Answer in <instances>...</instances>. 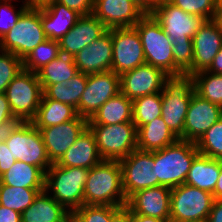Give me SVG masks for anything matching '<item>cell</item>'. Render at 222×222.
Segmentation results:
<instances>
[{
    "label": "cell",
    "mask_w": 222,
    "mask_h": 222,
    "mask_svg": "<svg viewBox=\"0 0 222 222\" xmlns=\"http://www.w3.org/2000/svg\"><path fill=\"white\" fill-rule=\"evenodd\" d=\"M192 67L185 73L193 75L207 70L222 47V32L214 20H207L192 38Z\"/></svg>",
    "instance_id": "d6986e66"
},
{
    "label": "cell",
    "mask_w": 222,
    "mask_h": 222,
    "mask_svg": "<svg viewBox=\"0 0 222 222\" xmlns=\"http://www.w3.org/2000/svg\"><path fill=\"white\" fill-rule=\"evenodd\" d=\"M213 194L188 184L171 188V222H206L214 202Z\"/></svg>",
    "instance_id": "ba28073f"
},
{
    "label": "cell",
    "mask_w": 222,
    "mask_h": 222,
    "mask_svg": "<svg viewBox=\"0 0 222 222\" xmlns=\"http://www.w3.org/2000/svg\"><path fill=\"white\" fill-rule=\"evenodd\" d=\"M26 9L27 7L22 5L18 11H15V6L11 2L0 0V40L15 27L17 20Z\"/></svg>",
    "instance_id": "b9f144b4"
},
{
    "label": "cell",
    "mask_w": 222,
    "mask_h": 222,
    "mask_svg": "<svg viewBox=\"0 0 222 222\" xmlns=\"http://www.w3.org/2000/svg\"><path fill=\"white\" fill-rule=\"evenodd\" d=\"M145 14L132 0H94L93 15L108 29L134 27Z\"/></svg>",
    "instance_id": "ffe728a7"
},
{
    "label": "cell",
    "mask_w": 222,
    "mask_h": 222,
    "mask_svg": "<svg viewBox=\"0 0 222 222\" xmlns=\"http://www.w3.org/2000/svg\"><path fill=\"white\" fill-rule=\"evenodd\" d=\"M168 76L163 70L144 63L120 75L121 93L134 100L162 92L164 80Z\"/></svg>",
    "instance_id": "9a60e30c"
},
{
    "label": "cell",
    "mask_w": 222,
    "mask_h": 222,
    "mask_svg": "<svg viewBox=\"0 0 222 222\" xmlns=\"http://www.w3.org/2000/svg\"><path fill=\"white\" fill-rule=\"evenodd\" d=\"M192 77L195 93L222 107V74L203 70L193 74Z\"/></svg>",
    "instance_id": "836d02e7"
},
{
    "label": "cell",
    "mask_w": 222,
    "mask_h": 222,
    "mask_svg": "<svg viewBox=\"0 0 222 222\" xmlns=\"http://www.w3.org/2000/svg\"><path fill=\"white\" fill-rule=\"evenodd\" d=\"M170 0H145V12L150 13L154 7L166 3Z\"/></svg>",
    "instance_id": "db71d44e"
},
{
    "label": "cell",
    "mask_w": 222,
    "mask_h": 222,
    "mask_svg": "<svg viewBox=\"0 0 222 222\" xmlns=\"http://www.w3.org/2000/svg\"><path fill=\"white\" fill-rule=\"evenodd\" d=\"M145 11V0H132Z\"/></svg>",
    "instance_id": "680465c9"
},
{
    "label": "cell",
    "mask_w": 222,
    "mask_h": 222,
    "mask_svg": "<svg viewBox=\"0 0 222 222\" xmlns=\"http://www.w3.org/2000/svg\"><path fill=\"white\" fill-rule=\"evenodd\" d=\"M132 100L121 92L110 98L88 120V125H113L132 121Z\"/></svg>",
    "instance_id": "83f0119b"
},
{
    "label": "cell",
    "mask_w": 222,
    "mask_h": 222,
    "mask_svg": "<svg viewBox=\"0 0 222 222\" xmlns=\"http://www.w3.org/2000/svg\"><path fill=\"white\" fill-rule=\"evenodd\" d=\"M46 39L41 22V8H27L15 27L0 40V50L11 52L23 60Z\"/></svg>",
    "instance_id": "8992f818"
},
{
    "label": "cell",
    "mask_w": 222,
    "mask_h": 222,
    "mask_svg": "<svg viewBox=\"0 0 222 222\" xmlns=\"http://www.w3.org/2000/svg\"><path fill=\"white\" fill-rule=\"evenodd\" d=\"M213 196H214V199L216 200H222V167L220 170L218 181L215 186V190L213 192Z\"/></svg>",
    "instance_id": "f5cc1de1"
},
{
    "label": "cell",
    "mask_w": 222,
    "mask_h": 222,
    "mask_svg": "<svg viewBox=\"0 0 222 222\" xmlns=\"http://www.w3.org/2000/svg\"><path fill=\"white\" fill-rule=\"evenodd\" d=\"M122 169L118 160H102L88 171L84 205L126 206Z\"/></svg>",
    "instance_id": "6da1fadb"
},
{
    "label": "cell",
    "mask_w": 222,
    "mask_h": 222,
    "mask_svg": "<svg viewBox=\"0 0 222 222\" xmlns=\"http://www.w3.org/2000/svg\"><path fill=\"white\" fill-rule=\"evenodd\" d=\"M60 54L59 41L46 39L22 60L23 69L37 73Z\"/></svg>",
    "instance_id": "d590c367"
},
{
    "label": "cell",
    "mask_w": 222,
    "mask_h": 222,
    "mask_svg": "<svg viewBox=\"0 0 222 222\" xmlns=\"http://www.w3.org/2000/svg\"><path fill=\"white\" fill-rule=\"evenodd\" d=\"M88 127V119L77 116L68 122L39 129L52 163H56Z\"/></svg>",
    "instance_id": "2e32d148"
},
{
    "label": "cell",
    "mask_w": 222,
    "mask_h": 222,
    "mask_svg": "<svg viewBox=\"0 0 222 222\" xmlns=\"http://www.w3.org/2000/svg\"><path fill=\"white\" fill-rule=\"evenodd\" d=\"M222 118V107L192 94L184 122V140L197 142L204 133Z\"/></svg>",
    "instance_id": "e0dca14e"
},
{
    "label": "cell",
    "mask_w": 222,
    "mask_h": 222,
    "mask_svg": "<svg viewBox=\"0 0 222 222\" xmlns=\"http://www.w3.org/2000/svg\"><path fill=\"white\" fill-rule=\"evenodd\" d=\"M112 57V28H110L100 38L77 52L73 60L78 72L92 75L112 71Z\"/></svg>",
    "instance_id": "ac0fdd59"
},
{
    "label": "cell",
    "mask_w": 222,
    "mask_h": 222,
    "mask_svg": "<svg viewBox=\"0 0 222 222\" xmlns=\"http://www.w3.org/2000/svg\"><path fill=\"white\" fill-rule=\"evenodd\" d=\"M76 73L77 66L72 56L60 54L56 59L45 65L37 72L41 85H52L68 81Z\"/></svg>",
    "instance_id": "1f68e13d"
},
{
    "label": "cell",
    "mask_w": 222,
    "mask_h": 222,
    "mask_svg": "<svg viewBox=\"0 0 222 222\" xmlns=\"http://www.w3.org/2000/svg\"><path fill=\"white\" fill-rule=\"evenodd\" d=\"M88 171L81 167H63L52 163L45 173L44 190L50 192V196L72 214L84 205Z\"/></svg>",
    "instance_id": "3957f363"
},
{
    "label": "cell",
    "mask_w": 222,
    "mask_h": 222,
    "mask_svg": "<svg viewBox=\"0 0 222 222\" xmlns=\"http://www.w3.org/2000/svg\"><path fill=\"white\" fill-rule=\"evenodd\" d=\"M65 222H78L72 215Z\"/></svg>",
    "instance_id": "91938a15"
},
{
    "label": "cell",
    "mask_w": 222,
    "mask_h": 222,
    "mask_svg": "<svg viewBox=\"0 0 222 222\" xmlns=\"http://www.w3.org/2000/svg\"><path fill=\"white\" fill-rule=\"evenodd\" d=\"M69 9L75 10L81 16H88L93 14L94 0H57Z\"/></svg>",
    "instance_id": "7bdbcfd3"
},
{
    "label": "cell",
    "mask_w": 222,
    "mask_h": 222,
    "mask_svg": "<svg viewBox=\"0 0 222 222\" xmlns=\"http://www.w3.org/2000/svg\"><path fill=\"white\" fill-rule=\"evenodd\" d=\"M14 117L4 93H0V124Z\"/></svg>",
    "instance_id": "7dc6e473"
},
{
    "label": "cell",
    "mask_w": 222,
    "mask_h": 222,
    "mask_svg": "<svg viewBox=\"0 0 222 222\" xmlns=\"http://www.w3.org/2000/svg\"><path fill=\"white\" fill-rule=\"evenodd\" d=\"M133 222H166L155 217L144 216L141 214H132Z\"/></svg>",
    "instance_id": "816d5d0a"
},
{
    "label": "cell",
    "mask_w": 222,
    "mask_h": 222,
    "mask_svg": "<svg viewBox=\"0 0 222 222\" xmlns=\"http://www.w3.org/2000/svg\"><path fill=\"white\" fill-rule=\"evenodd\" d=\"M102 160L97 149L95 135L87 127L56 164L63 167H81L89 170Z\"/></svg>",
    "instance_id": "603a6c76"
},
{
    "label": "cell",
    "mask_w": 222,
    "mask_h": 222,
    "mask_svg": "<svg viewBox=\"0 0 222 222\" xmlns=\"http://www.w3.org/2000/svg\"><path fill=\"white\" fill-rule=\"evenodd\" d=\"M0 222H22L21 213L0 205Z\"/></svg>",
    "instance_id": "bcb514c9"
},
{
    "label": "cell",
    "mask_w": 222,
    "mask_h": 222,
    "mask_svg": "<svg viewBox=\"0 0 222 222\" xmlns=\"http://www.w3.org/2000/svg\"><path fill=\"white\" fill-rule=\"evenodd\" d=\"M22 69V59L11 52L0 50V93L5 92L9 83Z\"/></svg>",
    "instance_id": "74e56055"
},
{
    "label": "cell",
    "mask_w": 222,
    "mask_h": 222,
    "mask_svg": "<svg viewBox=\"0 0 222 222\" xmlns=\"http://www.w3.org/2000/svg\"><path fill=\"white\" fill-rule=\"evenodd\" d=\"M221 167L222 160L212 159L199 153L191 164L185 184L213 194Z\"/></svg>",
    "instance_id": "484cf974"
},
{
    "label": "cell",
    "mask_w": 222,
    "mask_h": 222,
    "mask_svg": "<svg viewBox=\"0 0 222 222\" xmlns=\"http://www.w3.org/2000/svg\"><path fill=\"white\" fill-rule=\"evenodd\" d=\"M217 7H222V0H217Z\"/></svg>",
    "instance_id": "94428289"
},
{
    "label": "cell",
    "mask_w": 222,
    "mask_h": 222,
    "mask_svg": "<svg viewBox=\"0 0 222 222\" xmlns=\"http://www.w3.org/2000/svg\"><path fill=\"white\" fill-rule=\"evenodd\" d=\"M88 75L81 72L76 73L68 81L52 85H41L43 94L59 102L72 105L78 113V105L87 84Z\"/></svg>",
    "instance_id": "4dcf8cb0"
},
{
    "label": "cell",
    "mask_w": 222,
    "mask_h": 222,
    "mask_svg": "<svg viewBox=\"0 0 222 222\" xmlns=\"http://www.w3.org/2000/svg\"><path fill=\"white\" fill-rule=\"evenodd\" d=\"M57 0H32V8H42Z\"/></svg>",
    "instance_id": "11a10c76"
},
{
    "label": "cell",
    "mask_w": 222,
    "mask_h": 222,
    "mask_svg": "<svg viewBox=\"0 0 222 222\" xmlns=\"http://www.w3.org/2000/svg\"><path fill=\"white\" fill-rule=\"evenodd\" d=\"M23 121L20 118L12 117L0 124V143L11 136Z\"/></svg>",
    "instance_id": "f6af8a7d"
},
{
    "label": "cell",
    "mask_w": 222,
    "mask_h": 222,
    "mask_svg": "<svg viewBox=\"0 0 222 222\" xmlns=\"http://www.w3.org/2000/svg\"><path fill=\"white\" fill-rule=\"evenodd\" d=\"M15 159L12 157L10 150L7 147L6 142L0 143V176L3 175L6 171H8L13 164L15 163Z\"/></svg>",
    "instance_id": "ee69618b"
},
{
    "label": "cell",
    "mask_w": 222,
    "mask_h": 222,
    "mask_svg": "<svg viewBox=\"0 0 222 222\" xmlns=\"http://www.w3.org/2000/svg\"><path fill=\"white\" fill-rule=\"evenodd\" d=\"M184 12L213 20L217 9V0H170Z\"/></svg>",
    "instance_id": "ab89813d"
},
{
    "label": "cell",
    "mask_w": 222,
    "mask_h": 222,
    "mask_svg": "<svg viewBox=\"0 0 222 222\" xmlns=\"http://www.w3.org/2000/svg\"><path fill=\"white\" fill-rule=\"evenodd\" d=\"M171 188L158 186L133 193L126 202L132 214L155 217L169 222Z\"/></svg>",
    "instance_id": "44dd1931"
},
{
    "label": "cell",
    "mask_w": 222,
    "mask_h": 222,
    "mask_svg": "<svg viewBox=\"0 0 222 222\" xmlns=\"http://www.w3.org/2000/svg\"><path fill=\"white\" fill-rule=\"evenodd\" d=\"M132 121L138 129L140 126L161 117L162 99L161 92L145 95L132 100Z\"/></svg>",
    "instance_id": "d6a6232c"
},
{
    "label": "cell",
    "mask_w": 222,
    "mask_h": 222,
    "mask_svg": "<svg viewBox=\"0 0 222 222\" xmlns=\"http://www.w3.org/2000/svg\"><path fill=\"white\" fill-rule=\"evenodd\" d=\"M110 222H133L132 212L126 207H120L110 218Z\"/></svg>",
    "instance_id": "c3c4849f"
},
{
    "label": "cell",
    "mask_w": 222,
    "mask_h": 222,
    "mask_svg": "<svg viewBox=\"0 0 222 222\" xmlns=\"http://www.w3.org/2000/svg\"><path fill=\"white\" fill-rule=\"evenodd\" d=\"M108 28L93 14L81 16L74 27L69 30L60 40V53L74 57V55L100 38Z\"/></svg>",
    "instance_id": "7402d4cb"
},
{
    "label": "cell",
    "mask_w": 222,
    "mask_h": 222,
    "mask_svg": "<svg viewBox=\"0 0 222 222\" xmlns=\"http://www.w3.org/2000/svg\"><path fill=\"white\" fill-rule=\"evenodd\" d=\"M138 31L147 64L168 75L184 74L173 59L172 41L150 13H146L134 26Z\"/></svg>",
    "instance_id": "5b68a950"
},
{
    "label": "cell",
    "mask_w": 222,
    "mask_h": 222,
    "mask_svg": "<svg viewBox=\"0 0 222 222\" xmlns=\"http://www.w3.org/2000/svg\"><path fill=\"white\" fill-rule=\"evenodd\" d=\"M215 74H222V47L217 55L214 57L212 64L206 70Z\"/></svg>",
    "instance_id": "f907efd6"
},
{
    "label": "cell",
    "mask_w": 222,
    "mask_h": 222,
    "mask_svg": "<svg viewBox=\"0 0 222 222\" xmlns=\"http://www.w3.org/2000/svg\"><path fill=\"white\" fill-rule=\"evenodd\" d=\"M194 92L192 75H169L164 80L161 117L180 140H184L185 117Z\"/></svg>",
    "instance_id": "277c9868"
},
{
    "label": "cell",
    "mask_w": 222,
    "mask_h": 222,
    "mask_svg": "<svg viewBox=\"0 0 222 222\" xmlns=\"http://www.w3.org/2000/svg\"><path fill=\"white\" fill-rule=\"evenodd\" d=\"M122 169L123 191L128 199L133 193L162 186L152 171L154 163V151H142L136 149L127 157L119 160Z\"/></svg>",
    "instance_id": "8fae6325"
},
{
    "label": "cell",
    "mask_w": 222,
    "mask_h": 222,
    "mask_svg": "<svg viewBox=\"0 0 222 222\" xmlns=\"http://www.w3.org/2000/svg\"><path fill=\"white\" fill-rule=\"evenodd\" d=\"M179 138L167 127L162 117L140 126L137 129V149L156 151L172 145Z\"/></svg>",
    "instance_id": "4316f807"
},
{
    "label": "cell",
    "mask_w": 222,
    "mask_h": 222,
    "mask_svg": "<svg viewBox=\"0 0 222 222\" xmlns=\"http://www.w3.org/2000/svg\"><path fill=\"white\" fill-rule=\"evenodd\" d=\"M69 213L45 190L39 192L33 203L21 213L22 222H65Z\"/></svg>",
    "instance_id": "d4e9b609"
},
{
    "label": "cell",
    "mask_w": 222,
    "mask_h": 222,
    "mask_svg": "<svg viewBox=\"0 0 222 222\" xmlns=\"http://www.w3.org/2000/svg\"><path fill=\"white\" fill-rule=\"evenodd\" d=\"M174 64L185 74L193 62V42L192 40H173Z\"/></svg>",
    "instance_id": "60d3db41"
},
{
    "label": "cell",
    "mask_w": 222,
    "mask_h": 222,
    "mask_svg": "<svg viewBox=\"0 0 222 222\" xmlns=\"http://www.w3.org/2000/svg\"><path fill=\"white\" fill-rule=\"evenodd\" d=\"M1 1H8V2H14L13 0H1ZM23 6L27 7V8H32V0H25L22 1Z\"/></svg>",
    "instance_id": "6f0895ef"
},
{
    "label": "cell",
    "mask_w": 222,
    "mask_h": 222,
    "mask_svg": "<svg viewBox=\"0 0 222 222\" xmlns=\"http://www.w3.org/2000/svg\"><path fill=\"white\" fill-rule=\"evenodd\" d=\"M5 142L15 160L37 166L44 173L51 167L40 131L32 122H22Z\"/></svg>",
    "instance_id": "30bf717a"
},
{
    "label": "cell",
    "mask_w": 222,
    "mask_h": 222,
    "mask_svg": "<svg viewBox=\"0 0 222 222\" xmlns=\"http://www.w3.org/2000/svg\"><path fill=\"white\" fill-rule=\"evenodd\" d=\"M81 17L66 5L53 2L41 8V22L47 39L59 41Z\"/></svg>",
    "instance_id": "cb8c5ba5"
},
{
    "label": "cell",
    "mask_w": 222,
    "mask_h": 222,
    "mask_svg": "<svg viewBox=\"0 0 222 222\" xmlns=\"http://www.w3.org/2000/svg\"><path fill=\"white\" fill-rule=\"evenodd\" d=\"M206 222H222V200H214Z\"/></svg>",
    "instance_id": "681fc988"
},
{
    "label": "cell",
    "mask_w": 222,
    "mask_h": 222,
    "mask_svg": "<svg viewBox=\"0 0 222 222\" xmlns=\"http://www.w3.org/2000/svg\"><path fill=\"white\" fill-rule=\"evenodd\" d=\"M200 154L222 160V118L196 142Z\"/></svg>",
    "instance_id": "8d00e7d4"
},
{
    "label": "cell",
    "mask_w": 222,
    "mask_h": 222,
    "mask_svg": "<svg viewBox=\"0 0 222 222\" xmlns=\"http://www.w3.org/2000/svg\"><path fill=\"white\" fill-rule=\"evenodd\" d=\"M120 92V75L114 71L88 75L78 105V115L89 120L103 104Z\"/></svg>",
    "instance_id": "7c38bea8"
},
{
    "label": "cell",
    "mask_w": 222,
    "mask_h": 222,
    "mask_svg": "<svg viewBox=\"0 0 222 222\" xmlns=\"http://www.w3.org/2000/svg\"><path fill=\"white\" fill-rule=\"evenodd\" d=\"M119 208L116 206L83 205L71 215L78 222H110L111 216Z\"/></svg>",
    "instance_id": "f35d334b"
},
{
    "label": "cell",
    "mask_w": 222,
    "mask_h": 222,
    "mask_svg": "<svg viewBox=\"0 0 222 222\" xmlns=\"http://www.w3.org/2000/svg\"><path fill=\"white\" fill-rule=\"evenodd\" d=\"M44 189L12 187L0 182V205L22 213Z\"/></svg>",
    "instance_id": "e575fe53"
},
{
    "label": "cell",
    "mask_w": 222,
    "mask_h": 222,
    "mask_svg": "<svg viewBox=\"0 0 222 222\" xmlns=\"http://www.w3.org/2000/svg\"><path fill=\"white\" fill-rule=\"evenodd\" d=\"M199 154L195 142L178 140L172 145L154 151L152 171L162 186L174 188L185 184L194 158Z\"/></svg>",
    "instance_id": "7a4b0ae2"
},
{
    "label": "cell",
    "mask_w": 222,
    "mask_h": 222,
    "mask_svg": "<svg viewBox=\"0 0 222 222\" xmlns=\"http://www.w3.org/2000/svg\"><path fill=\"white\" fill-rule=\"evenodd\" d=\"M0 182L12 187L44 189L45 173L37 166L16 160L13 166L0 176Z\"/></svg>",
    "instance_id": "f546056e"
},
{
    "label": "cell",
    "mask_w": 222,
    "mask_h": 222,
    "mask_svg": "<svg viewBox=\"0 0 222 222\" xmlns=\"http://www.w3.org/2000/svg\"><path fill=\"white\" fill-rule=\"evenodd\" d=\"M77 116V110L72 105L49 99L43 94L37 114L31 122L36 128L42 129L68 122Z\"/></svg>",
    "instance_id": "f1b7e54d"
},
{
    "label": "cell",
    "mask_w": 222,
    "mask_h": 222,
    "mask_svg": "<svg viewBox=\"0 0 222 222\" xmlns=\"http://www.w3.org/2000/svg\"><path fill=\"white\" fill-rule=\"evenodd\" d=\"M4 94L14 117L31 122L40 106L43 89L37 73L22 69L9 83Z\"/></svg>",
    "instance_id": "52a82bcc"
},
{
    "label": "cell",
    "mask_w": 222,
    "mask_h": 222,
    "mask_svg": "<svg viewBox=\"0 0 222 222\" xmlns=\"http://www.w3.org/2000/svg\"><path fill=\"white\" fill-rule=\"evenodd\" d=\"M112 71L121 75L146 63L142 42L134 27L112 28Z\"/></svg>",
    "instance_id": "5bb4252c"
},
{
    "label": "cell",
    "mask_w": 222,
    "mask_h": 222,
    "mask_svg": "<svg viewBox=\"0 0 222 222\" xmlns=\"http://www.w3.org/2000/svg\"><path fill=\"white\" fill-rule=\"evenodd\" d=\"M95 135L103 160H121L137 149V129L133 122L88 125Z\"/></svg>",
    "instance_id": "9c48e42d"
},
{
    "label": "cell",
    "mask_w": 222,
    "mask_h": 222,
    "mask_svg": "<svg viewBox=\"0 0 222 222\" xmlns=\"http://www.w3.org/2000/svg\"><path fill=\"white\" fill-rule=\"evenodd\" d=\"M150 14L173 40H192L206 21L203 17L184 12L170 1L153 8Z\"/></svg>",
    "instance_id": "4fadbf2b"
},
{
    "label": "cell",
    "mask_w": 222,
    "mask_h": 222,
    "mask_svg": "<svg viewBox=\"0 0 222 222\" xmlns=\"http://www.w3.org/2000/svg\"><path fill=\"white\" fill-rule=\"evenodd\" d=\"M213 20L218 24L222 32V7H217L215 17Z\"/></svg>",
    "instance_id": "9f6ffc18"
}]
</instances>
